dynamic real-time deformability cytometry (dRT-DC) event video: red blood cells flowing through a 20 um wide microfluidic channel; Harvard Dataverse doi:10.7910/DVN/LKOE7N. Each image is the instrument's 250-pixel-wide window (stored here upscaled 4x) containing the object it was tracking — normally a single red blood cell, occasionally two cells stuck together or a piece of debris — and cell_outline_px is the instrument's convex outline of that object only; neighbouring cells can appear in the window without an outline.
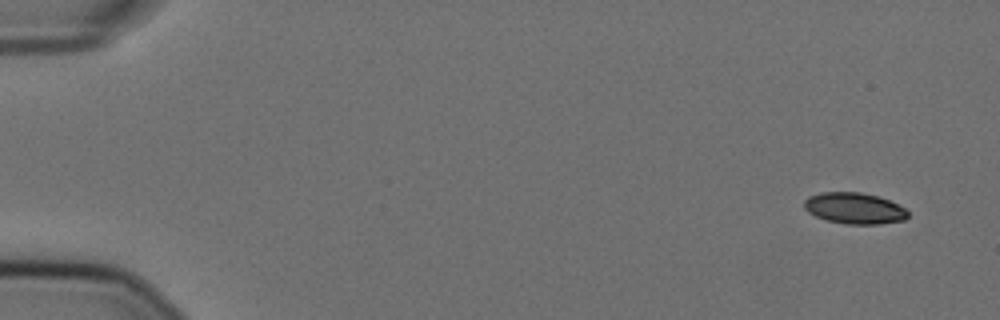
{"species": "Egyptian fruit bat (a non-hibernating species)", "species_latin": "Rousettus aegyptiacus", "temperature_condition": "cold", "stored_images_in_passage": 54, "camera_frame_rate_fps": 3000, "um_per_image_px": 0.085, "animal": {"sex": "female"}, "frame": {"image": 1, "passage_image": 1, "time_ms": 0.0, "image_size_px": [1000, 320], "cell_outline_px": [[908, 216], [904, 220], [880, 224], [848, 224], [828, 220], [816, 216], [808, 212], [804, 208], [804, 200], [808, 196], [820, 192], [860, 192], [880, 196], [904, 208], [908, 212]], "centroid_in_image_um": [72.61, 17.69], "position_along_channel_um": 12.4, "area_um2": 18.84}}
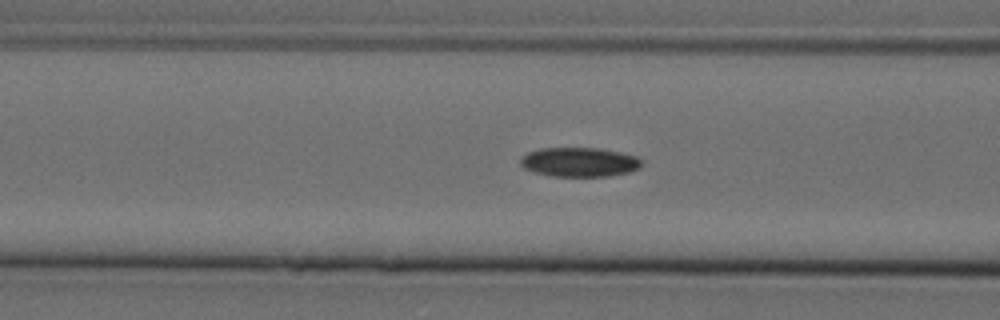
{"frame": {"image": 2, "passage_image": 21, "time_ms": 6.667, "image_size_px": [1000, 320], "cell_outline_px": [[644, 160], [640, 168], [628, 172], [608, 176], [552, 176], [536, 172], [524, 168], [520, 164], [520, 160], [528, 152], [540, 148], [600, 148], [620, 152], [636, 156]], "centroid_in_image_um": [49.29, 13.77], "position_along_channel_um": 117.3, "area_um2": 20.69}}
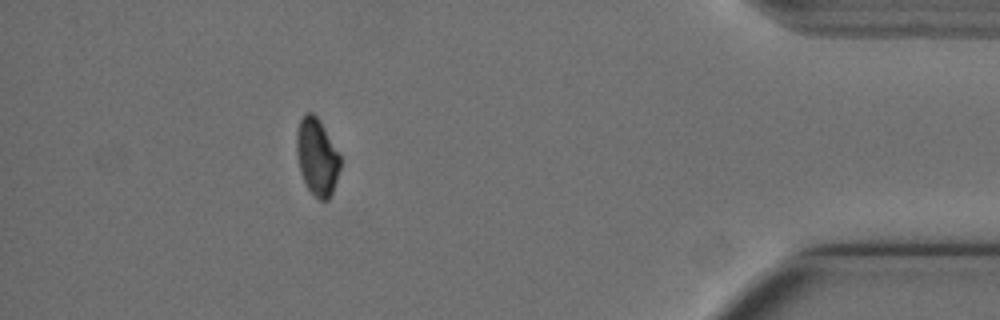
{"frame": {"image": 3, "passage_image": 49, "time_ms": 16.0, "image_size_px": [1000, 320], "cell_outline_px": [[340, 168], [332, 192], [328, 200], [320, 200], [308, 188], [300, 172], [296, 152], [296, 132], [300, 120], [308, 112], [312, 112], [320, 120], [340, 156]], "centroid_in_image_um": [26.93, 13.32], "position_along_channel_um": 408.3, "area_um2": 19.31}, "authors_computed_cell_mechanics": {"area_um2": 20.6057, "velocity_mm_per_s": 3.6076, "shape_relaxation_time_tau1_ms": 7.7465, "shape_relaxation_time_tau2_ms": null, "deformation_change_tau1": 0.1385, "deformation_change_tau2": null}}